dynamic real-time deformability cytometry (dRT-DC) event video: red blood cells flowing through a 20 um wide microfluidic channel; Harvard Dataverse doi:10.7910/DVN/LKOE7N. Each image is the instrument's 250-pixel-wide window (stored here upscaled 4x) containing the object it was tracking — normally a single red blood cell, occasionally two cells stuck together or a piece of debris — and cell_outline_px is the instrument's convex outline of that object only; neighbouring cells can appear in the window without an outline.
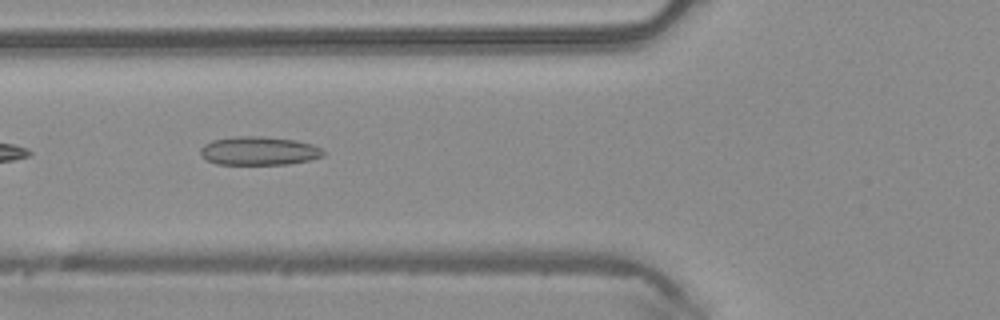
{"species": "common noctule bat (a hibernating species)", "species_latin": "Nyctalus noctula", "temperature_condition": "warm", "stored_images_in_passage": 12, "camera_frame_rate_fps": 3000, "um_per_image_px": 0.085, "animal": {"sex": "male", "body_mass_g": 20.4}, "frame": {"image": 1, "passage_image": 4, "time_ms": 1.0, "image_size_px": [1000, 320], "cell_outline_px": [[324, 156], [312, 160], [288, 164], [216, 164], [200, 156], [200, 148], [204, 144], [212, 140], [236, 136], [264, 136], [296, 140], [312, 144], [324, 148]], "centroid_in_image_um": [22.04, 12.82], "position_along_channel_um": 103.8, "area_um2": 20.75}}
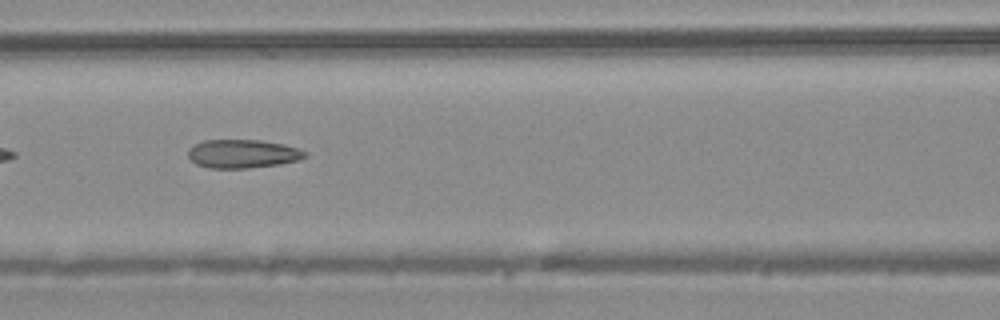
{"frame": {"image": 2, "passage_image": 7, "time_ms": 2.0, "image_size_px": [1000, 320], "cell_outline_px": [[308, 156], [300, 160], [280, 164], [248, 168], [208, 168], [196, 164], [188, 156], [188, 148], [204, 140], [260, 140], [284, 144], [308, 152]], "centroid_in_image_um": [20.65, 13.07], "position_along_channel_um": 146.0, "area_um2": 19.54}}
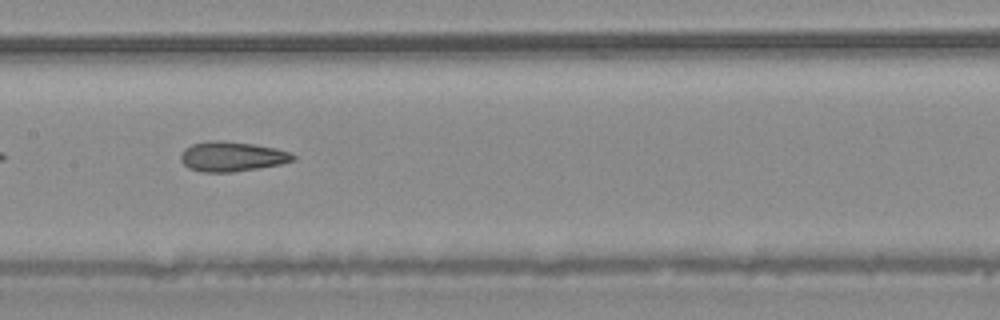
{"frame": {"image": 3, "passage_image": 10, "time_ms": 3.0, "image_size_px": [1000, 320], "cell_outline_px": [[296, 160], [280, 164], [232, 172], [200, 172], [188, 168], [180, 160], [180, 156], [184, 148], [192, 144], [212, 140], [224, 140], [256, 144], [276, 148], [288, 152], [296, 156]], "centroid_in_image_um": [19.69, 13.29], "position_along_channel_um": 187.7, "area_um2": 19.65}}